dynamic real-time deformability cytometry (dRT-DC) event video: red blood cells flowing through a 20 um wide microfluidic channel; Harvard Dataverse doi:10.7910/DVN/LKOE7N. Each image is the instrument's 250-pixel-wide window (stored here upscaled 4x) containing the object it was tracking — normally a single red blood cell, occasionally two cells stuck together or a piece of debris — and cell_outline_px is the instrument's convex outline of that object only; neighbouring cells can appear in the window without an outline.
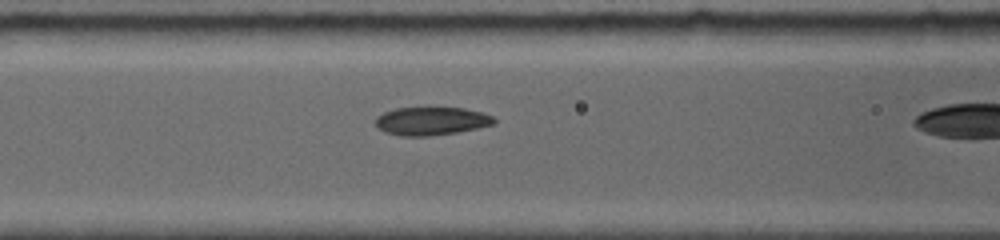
{"species": "common noctule bat (a hibernating species)", "species_latin": "Nyctalus noctula", "temperature_condition": "room temperature", "stored_images_in_passage": 11, "camera_frame_rate_fps": 5000, "um_per_image_px": 0.085, "animal": {"sex": "female", "body_mass_g": 19.0, "forearm_length_mm": 56.7}, "frame": {"image": 1, "passage_image": 4, "time_ms": 2.2, "image_size_px": [1000, 240], "cell_outline_px": [[496, 124], [456, 132], [428, 136], [400, 136], [384, 132], [376, 124], [376, 116], [384, 112], [396, 108], [428, 104], [464, 108], [484, 112], [492, 116], [496, 120]], "centroid_in_image_um": [36.67, 10.23], "position_along_channel_um": 129.9, "area_um2": 20.4}}
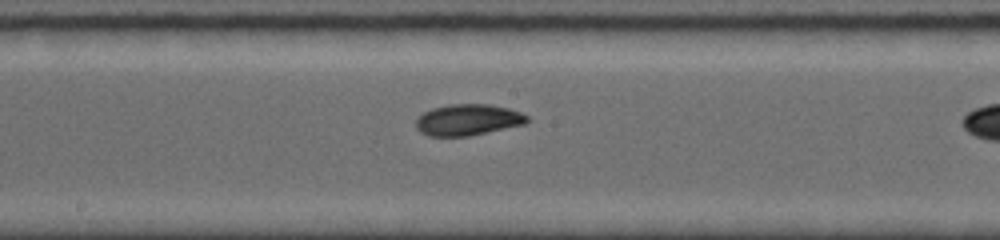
{"frame": {"image": 2, "passage_image": 7, "time_ms": 4.2, "image_size_px": [1000, 240], "cell_outline_px": [[528, 120], [524, 124], [468, 136], [428, 136], [420, 132], [416, 128], [416, 120], [424, 112], [432, 108], [452, 104], [488, 104], [508, 108], [520, 112], [528, 116]], "centroid_in_image_um": [39.75, 10.18], "position_along_channel_um": 208.4, "area_um2": 20.06}}
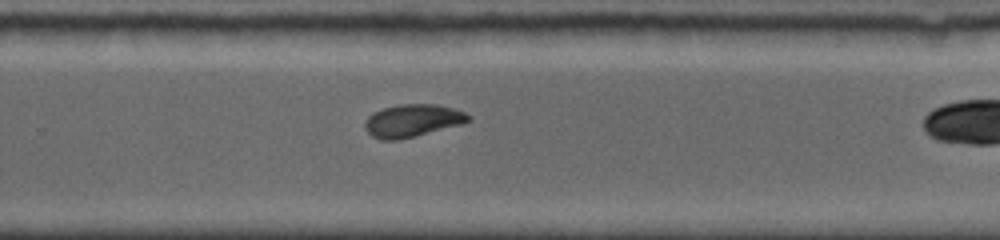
{"frame": {"image": 3, "passage_image": 10, "time_ms": 6.4, "image_size_px": [1000, 240], "cell_outline_px": [[472, 120], [460, 124], [400, 140], [380, 140], [372, 136], [364, 128], [364, 124], [368, 116], [384, 108], [400, 104], [436, 104], [452, 108], [464, 112], [472, 116]], "centroid_in_image_um": [35.06, 10.26], "position_along_channel_um": 294.7, "area_um2": 19.54}}